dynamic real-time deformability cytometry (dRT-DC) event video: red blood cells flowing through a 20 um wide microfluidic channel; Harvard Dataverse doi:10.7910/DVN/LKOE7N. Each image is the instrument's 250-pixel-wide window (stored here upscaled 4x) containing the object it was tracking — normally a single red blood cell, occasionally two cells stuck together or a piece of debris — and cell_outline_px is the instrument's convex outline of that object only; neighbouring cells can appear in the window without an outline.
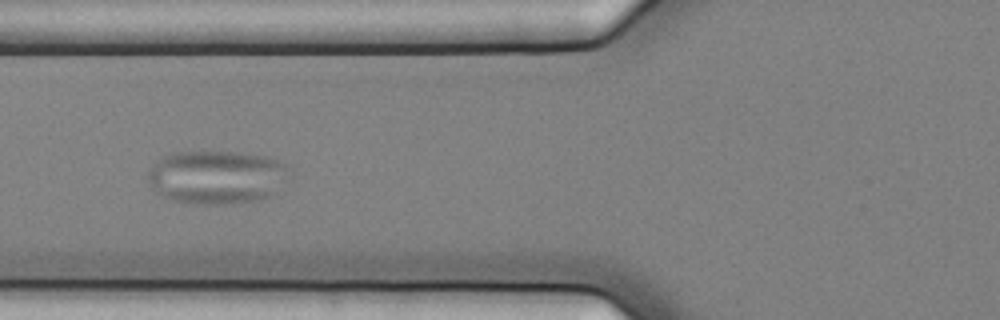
{"species": "common noctule bat (a hibernating species)", "species_latin": "Nyctalus noctula", "temperature_condition": "cold", "stored_images_in_passage": 57, "camera_frame_rate_fps": 3000, "um_per_image_px": 0.085, "animal": {"sex": "female", "body_mass_g": 25.1}, "frame": {"image": 1, "passage_image": 23, "time_ms": 7.333, "image_size_px": [1000, 320], "cell_outline_px": [[284, 168], [276, 192], [272, 196], [260, 200], [224, 204], [204, 204], [172, 200], [156, 192], [152, 188], [148, 180], [148, 172], [152, 164], [160, 156], [172, 152], [240, 152], [268, 156], [284, 164]], "centroid_in_image_um": [18.31, 15.04], "position_along_channel_um": 107.5, "area_um2": 43.58}}
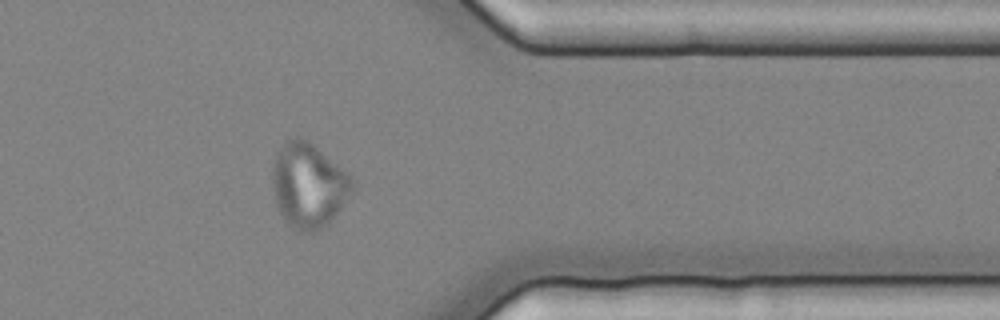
{"frame": {"image": 2, "passage_image": 47, "time_ms": 15.333, "image_size_px": [1000, 320], "cell_outline_px": [[356, 188], [328, 224], [312, 232], [300, 232], [288, 224], [284, 220], [276, 204], [272, 184], [272, 168], [276, 152], [284, 140], [292, 136], [300, 136], [308, 140], [352, 176], [356, 180]], "centroid_in_image_um": [26.22, 15.72], "position_along_channel_um": 385.2, "area_um2": 39.94}}
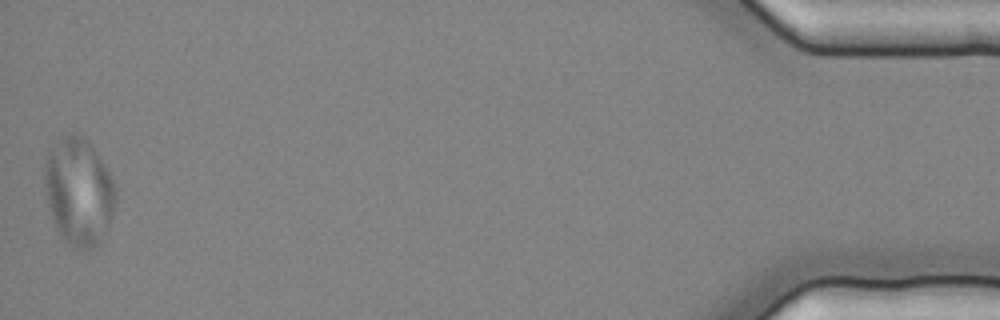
{"frame": {"image": 3, "passage_image": 57, "time_ms": 18.667, "image_size_px": [1000, 320], "cell_outline_px": [[116, 204], [112, 216], [100, 248], [88, 252], [80, 252], [64, 244], [52, 220], [44, 192], [44, 164], [48, 152], [64, 136], [80, 132], [92, 144], [100, 156], [116, 188]], "centroid_in_image_um": [6.7, 16.39], "position_along_channel_um": 428.5, "area_um2": 45.89}}